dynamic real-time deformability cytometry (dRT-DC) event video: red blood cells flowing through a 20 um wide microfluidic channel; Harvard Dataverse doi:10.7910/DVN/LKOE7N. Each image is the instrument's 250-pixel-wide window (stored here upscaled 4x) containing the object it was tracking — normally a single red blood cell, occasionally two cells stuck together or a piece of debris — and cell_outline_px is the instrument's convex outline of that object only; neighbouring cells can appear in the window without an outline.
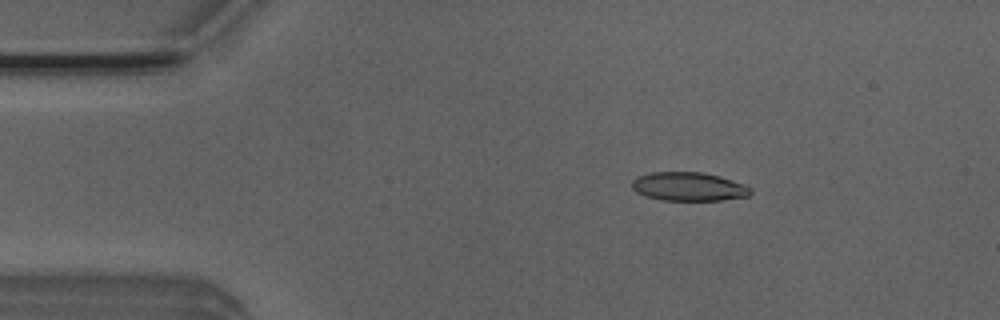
{"species": "Egyptian fruit bat (a non-hibernating species)", "species_latin": "Rousettus aegyptiacus", "temperature_condition": "room temperature", "stored_images_in_passage": 5, "camera_frame_rate_fps": 3000, "um_per_image_px": 0.085, "animal": {"sex": "male"}, "frame": {"image": 1, "passage_image": 3, "time_ms": 0.667, "image_size_px": [1000, 320], "cell_outline_px": [[752, 192], [748, 196], [720, 200], [660, 200], [644, 196], [636, 192], [632, 188], [632, 180], [636, 176], [652, 172], [704, 172], [720, 176], [744, 184], [752, 188]], "centroid_in_image_um": [58.52, 15.85], "position_along_channel_um": 26.5, "area_um2": 20.0}}